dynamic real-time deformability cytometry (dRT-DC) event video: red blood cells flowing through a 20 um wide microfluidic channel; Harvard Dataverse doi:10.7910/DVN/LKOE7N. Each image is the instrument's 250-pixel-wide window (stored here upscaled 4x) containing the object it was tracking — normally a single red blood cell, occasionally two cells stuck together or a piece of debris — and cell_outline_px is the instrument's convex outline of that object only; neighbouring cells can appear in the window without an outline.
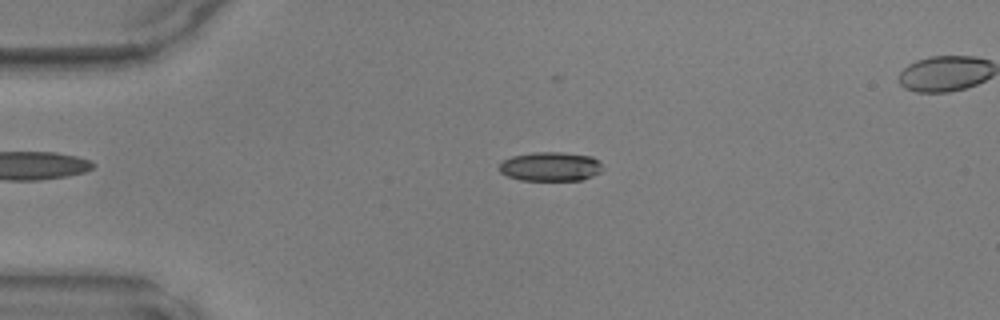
{"species": "common noctule bat (a hibernating species)", "species_latin": "Nyctalus noctula", "temperature_condition": "warm", "stored_images_in_passage": 38, "camera_frame_rate_fps": 3000, "um_per_image_px": 0.085, "animal": {"sex": "male", "body_mass_g": 17.9, "forearm_length_mm": 54.2}, "frame": {"image": 1, "passage_image": 11, "time_ms": 3.333, "image_size_px": [1000, 320], "cell_outline_px": [[604, 168], [600, 172], [592, 176], [580, 180], [520, 180], [508, 176], [500, 172], [496, 168], [504, 160], [512, 156], [532, 152], [564, 152], [592, 156], [600, 160]], "centroid_in_image_um": [46.8, 14.14], "position_along_channel_um": 38.2, "area_um2": 17.8}}
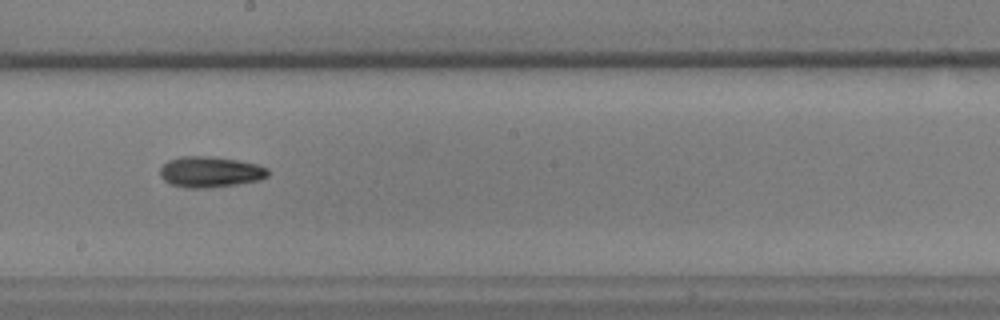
{"frame": {"image": 2, "passage_image": 27, "time_ms": 8.667, "image_size_px": [1000, 320], "cell_outline_px": [[268, 176], [260, 180], [236, 184], [208, 188], [188, 188], [168, 184], [160, 176], [160, 168], [168, 160], [180, 156], [208, 156], [236, 160], [256, 164], [268, 168]], "centroid_in_image_um": [17.83, 14.62], "position_along_channel_um": 230.4, "area_um2": 19.42}}